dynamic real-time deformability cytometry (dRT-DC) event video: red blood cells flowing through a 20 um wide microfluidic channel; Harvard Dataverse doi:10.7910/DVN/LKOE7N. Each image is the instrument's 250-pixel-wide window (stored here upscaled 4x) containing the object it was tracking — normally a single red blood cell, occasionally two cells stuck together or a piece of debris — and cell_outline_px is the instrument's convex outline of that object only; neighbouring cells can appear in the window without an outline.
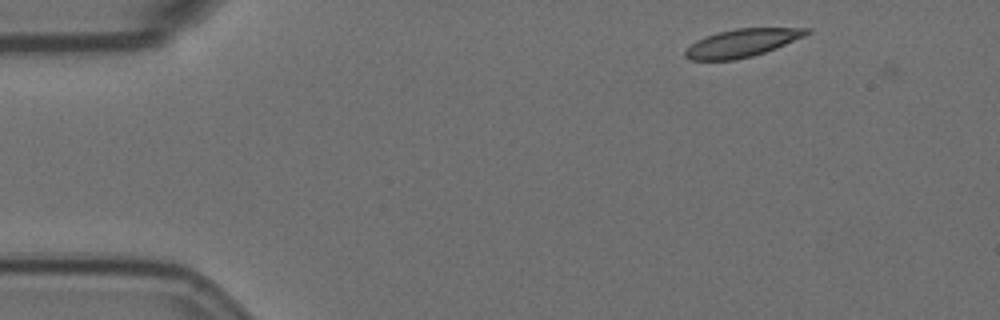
{"species": "Egyptian fruit bat (a non-hibernating species)", "species_latin": "Rousettus aegyptiacus", "temperature_condition": "room temperature", "stored_images_in_passage": 4, "camera_frame_rate_fps": 3000, "um_per_image_px": 0.085, "animal": {"sex": "female"}, "frame": {"image": 1, "passage_image": 3, "time_ms": 0.667, "image_size_px": [1000, 320], "cell_outline_px": [[812, 32], [804, 36], [776, 48], [752, 56], [736, 60], [692, 60], [684, 56], [684, 52], [696, 40], [720, 32], [736, 28], [812, 28]], "centroid_in_image_um": [63.1, 3.65], "position_along_channel_um": 21.9, "area_um2": 19.54}}